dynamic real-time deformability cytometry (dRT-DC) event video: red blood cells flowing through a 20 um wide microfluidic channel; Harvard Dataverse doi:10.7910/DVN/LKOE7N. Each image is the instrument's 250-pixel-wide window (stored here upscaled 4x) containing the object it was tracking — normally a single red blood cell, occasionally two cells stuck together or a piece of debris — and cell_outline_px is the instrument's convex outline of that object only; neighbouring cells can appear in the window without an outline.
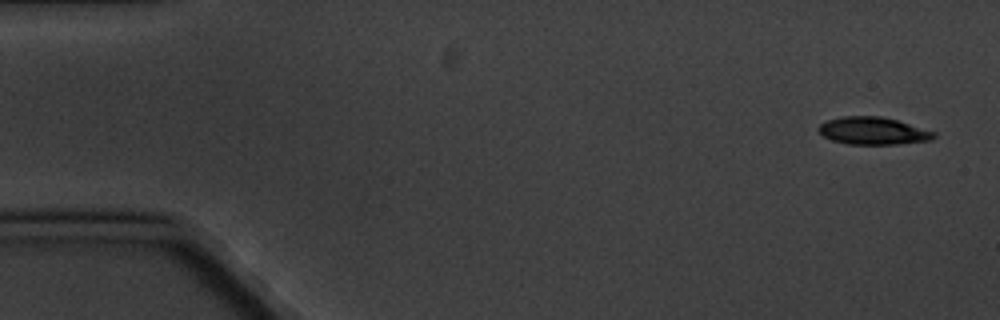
{"species": "common noctule bat (a hibernating species)", "species_latin": "Nyctalus noctula", "temperature_condition": "cold", "stored_images_in_passage": 4, "camera_frame_rate_fps": 3000, "um_per_image_px": 0.085, "animal": {"sex": "male", "body_mass_g": 20.1, "forearm_length_mm": 53.5}, "frame": {"image": 1, "passage_image": 1, "time_ms": 0.0, "image_size_px": [1000, 320], "cell_outline_px": [[936, 136], [932, 140], [896, 144], [848, 144], [832, 140], [824, 136], [816, 128], [820, 124], [828, 120], [844, 116], [880, 116], [896, 120], [936, 132]], "centroid_in_image_um": [74.21, 11.12], "position_along_channel_um": 10.8, "area_um2": 18.32}}